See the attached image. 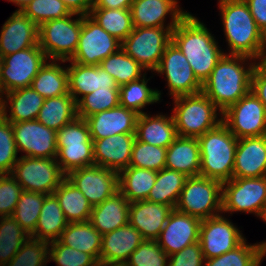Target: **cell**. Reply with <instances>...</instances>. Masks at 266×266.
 <instances>
[{"label":"cell","mask_w":266,"mask_h":266,"mask_svg":"<svg viewBox=\"0 0 266 266\" xmlns=\"http://www.w3.org/2000/svg\"><path fill=\"white\" fill-rule=\"evenodd\" d=\"M206 25L190 12L172 30L171 41L186 57L198 81L203 84L210 76L224 51Z\"/></svg>","instance_id":"cell-1"},{"label":"cell","mask_w":266,"mask_h":266,"mask_svg":"<svg viewBox=\"0 0 266 266\" xmlns=\"http://www.w3.org/2000/svg\"><path fill=\"white\" fill-rule=\"evenodd\" d=\"M256 63V60L247 56L224 54L202 84V92L223 113L251 91L252 72Z\"/></svg>","instance_id":"cell-2"},{"label":"cell","mask_w":266,"mask_h":266,"mask_svg":"<svg viewBox=\"0 0 266 266\" xmlns=\"http://www.w3.org/2000/svg\"><path fill=\"white\" fill-rule=\"evenodd\" d=\"M228 55H243L261 61L266 36L258 28L248 4L244 0L218 1Z\"/></svg>","instance_id":"cell-3"},{"label":"cell","mask_w":266,"mask_h":266,"mask_svg":"<svg viewBox=\"0 0 266 266\" xmlns=\"http://www.w3.org/2000/svg\"><path fill=\"white\" fill-rule=\"evenodd\" d=\"M197 139L201 155L200 176L221 183L232 179L238 139L222 122Z\"/></svg>","instance_id":"cell-4"},{"label":"cell","mask_w":266,"mask_h":266,"mask_svg":"<svg viewBox=\"0 0 266 266\" xmlns=\"http://www.w3.org/2000/svg\"><path fill=\"white\" fill-rule=\"evenodd\" d=\"M173 101L172 116L180 137L198 138L222 122V113L203 92L178 96Z\"/></svg>","instance_id":"cell-5"},{"label":"cell","mask_w":266,"mask_h":266,"mask_svg":"<svg viewBox=\"0 0 266 266\" xmlns=\"http://www.w3.org/2000/svg\"><path fill=\"white\" fill-rule=\"evenodd\" d=\"M57 155L61 170L70 171L94 164L93 140L85 119L77 117L56 131Z\"/></svg>","instance_id":"cell-6"},{"label":"cell","mask_w":266,"mask_h":266,"mask_svg":"<svg viewBox=\"0 0 266 266\" xmlns=\"http://www.w3.org/2000/svg\"><path fill=\"white\" fill-rule=\"evenodd\" d=\"M175 209L200 220L222 213V183L207 177H188Z\"/></svg>","instance_id":"cell-7"},{"label":"cell","mask_w":266,"mask_h":266,"mask_svg":"<svg viewBox=\"0 0 266 266\" xmlns=\"http://www.w3.org/2000/svg\"><path fill=\"white\" fill-rule=\"evenodd\" d=\"M76 15V19L72 18ZM82 27V15L71 13L38 27L39 47L48 60L67 62L75 53Z\"/></svg>","instance_id":"cell-8"},{"label":"cell","mask_w":266,"mask_h":266,"mask_svg":"<svg viewBox=\"0 0 266 266\" xmlns=\"http://www.w3.org/2000/svg\"><path fill=\"white\" fill-rule=\"evenodd\" d=\"M266 209V176L232 178L222 183V214L253 213L263 217Z\"/></svg>","instance_id":"cell-9"},{"label":"cell","mask_w":266,"mask_h":266,"mask_svg":"<svg viewBox=\"0 0 266 266\" xmlns=\"http://www.w3.org/2000/svg\"><path fill=\"white\" fill-rule=\"evenodd\" d=\"M175 27H137L122 41L121 48L146 70L154 72L171 42Z\"/></svg>","instance_id":"cell-10"},{"label":"cell","mask_w":266,"mask_h":266,"mask_svg":"<svg viewBox=\"0 0 266 266\" xmlns=\"http://www.w3.org/2000/svg\"><path fill=\"white\" fill-rule=\"evenodd\" d=\"M11 175L25 191L53 194L66 174L55 158L19 157Z\"/></svg>","instance_id":"cell-11"},{"label":"cell","mask_w":266,"mask_h":266,"mask_svg":"<svg viewBox=\"0 0 266 266\" xmlns=\"http://www.w3.org/2000/svg\"><path fill=\"white\" fill-rule=\"evenodd\" d=\"M222 123L237 139L266 135V108L250 91L222 113Z\"/></svg>","instance_id":"cell-12"},{"label":"cell","mask_w":266,"mask_h":266,"mask_svg":"<svg viewBox=\"0 0 266 266\" xmlns=\"http://www.w3.org/2000/svg\"><path fill=\"white\" fill-rule=\"evenodd\" d=\"M47 60L39 44L4 56L0 96L16 89L30 87L32 80Z\"/></svg>","instance_id":"cell-13"},{"label":"cell","mask_w":266,"mask_h":266,"mask_svg":"<svg viewBox=\"0 0 266 266\" xmlns=\"http://www.w3.org/2000/svg\"><path fill=\"white\" fill-rule=\"evenodd\" d=\"M121 44L89 15H82L78 46L69 60L81 65L99 66L101 61L117 52Z\"/></svg>","instance_id":"cell-14"},{"label":"cell","mask_w":266,"mask_h":266,"mask_svg":"<svg viewBox=\"0 0 266 266\" xmlns=\"http://www.w3.org/2000/svg\"><path fill=\"white\" fill-rule=\"evenodd\" d=\"M154 72L165 75L168 94L173 98L202 92V84L195 77L184 54L172 41L166 46L161 62Z\"/></svg>","instance_id":"cell-15"},{"label":"cell","mask_w":266,"mask_h":266,"mask_svg":"<svg viewBox=\"0 0 266 266\" xmlns=\"http://www.w3.org/2000/svg\"><path fill=\"white\" fill-rule=\"evenodd\" d=\"M66 178L83 193L91 206L101 204L119 191L118 172L96 164L72 170Z\"/></svg>","instance_id":"cell-16"},{"label":"cell","mask_w":266,"mask_h":266,"mask_svg":"<svg viewBox=\"0 0 266 266\" xmlns=\"http://www.w3.org/2000/svg\"><path fill=\"white\" fill-rule=\"evenodd\" d=\"M224 215L201 220L199 242L205 259L220 256L239 246L246 238Z\"/></svg>","instance_id":"cell-17"},{"label":"cell","mask_w":266,"mask_h":266,"mask_svg":"<svg viewBox=\"0 0 266 266\" xmlns=\"http://www.w3.org/2000/svg\"><path fill=\"white\" fill-rule=\"evenodd\" d=\"M14 140L18 152L31 158H56V131L36 119L12 123Z\"/></svg>","instance_id":"cell-18"},{"label":"cell","mask_w":266,"mask_h":266,"mask_svg":"<svg viewBox=\"0 0 266 266\" xmlns=\"http://www.w3.org/2000/svg\"><path fill=\"white\" fill-rule=\"evenodd\" d=\"M201 220L174 209L168 217L159 238L158 244L169 256L186 246L199 241Z\"/></svg>","instance_id":"cell-19"},{"label":"cell","mask_w":266,"mask_h":266,"mask_svg":"<svg viewBox=\"0 0 266 266\" xmlns=\"http://www.w3.org/2000/svg\"><path fill=\"white\" fill-rule=\"evenodd\" d=\"M130 10L134 28L176 27L189 13L179 7L178 0H134ZM167 15L171 20L166 26Z\"/></svg>","instance_id":"cell-20"},{"label":"cell","mask_w":266,"mask_h":266,"mask_svg":"<svg viewBox=\"0 0 266 266\" xmlns=\"http://www.w3.org/2000/svg\"><path fill=\"white\" fill-rule=\"evenodd\" d=\"M93 140L94 164L120 172L129 167L136 133H123Z\"/></svg>","instance_id":"cell-21"},{"label":"cell","mask_w":266,"mask_h":266,"mask_svg":"<svg viewBox=\"0 0 266 266\" xmlns=\"http://www.w3.org/2000/svg\"><path fill=\"white\" fill-rule=\"evenodd\" d=\"M0 32L2 57L39 44L38 26L21 11L13 12Z\"/></svg>","instance_id":"cell-22"},{"label":"cell","mask_w":266,"mask_h":266,"mask_svg":"<svg viewBox=\"0 0 266 266\" xmlns=\"http://www.w3.org/2000/svg\"><path fill=\"white\" fill-rule=\"evenodd\" d=\"M266 176V135L238 139L233 178Z\"/></svg>","instance_id":"cell-23"},{"label":"cell","mask_w":266,"mask_h":266,"mask_svg":"<svg viewBox=\"0 0 266 266\" xmlns=\"http://www.w3.org/2000/svg\"><path fill=\"white\" fill-rule=\"evenodd\" d=\"M139 114L121 105L87 117L91 139L123 133H136Z\"/></svg>","instance_id":"cell-24"},{"label":"cell","mask_w":266,"mask_h":266,"mask_svg":"<svg viewBox=\"0 0 266 266\" xmlns=\"http://www.w3.org/2000/svg\"><path fill=\"white\" fill-rule=\"evenodd\" d=\"M143 241L141 233L130 223L102 235L100 266L125 263Z\"/></svg>","instance_id":"cell-25"},{"label":"cell","mask_w":266,"mask_h":266,"mask_svg":"<svg viewBox=\"0 0 266 266\" xmlns=\"http://www.w3.org/2000/svg\"><path fill=\"white\" fill-rule=\"evenodd\" d=\"M67 61L70 62L67 67L68 92L76 102L99 88L119 89L114 78L99 66L81 65L70 60Z\"/></svg>","instance_id":"cell-26"},{"label":"cell","mask_w":266,"mask_h":266,"mask_svg":"<svg viewBox=\"0 0 266 266\" xmlns=\"http://www.w3.org/2000/svg\"><path fill=\"white\" fill-rule=\"evenodd\" d=\"M173 210L172 206L147 200L132 202L129 223L141 233L144 240H157Z\"/></svg>","instance_id":"cell-27"},{"label":"cell","mask_w":266,"mask_h":266,"mask_svg":"<svg viewBox=\"0 0 266 266\" xmlns=\"http://www.w3.org/2000/svg\"><path fill=\"white\" fill-rule=\"evenodd\" d=\"M44 99L31 86L7 92L0 96V114L11 123L35 120Z\"/></svg>","instance_id":"cell-28"},{"label":"cell","mask_w":266,"mask_h":266,"mask_svg":"<svg viewBox=\"0 0 266 266\" xmlns=\"http://www.w3.org/2000/svg\"><path fill=\"white\" fill-rule=\"evenodd\" d=\"M130 202L118 191L92 207L89 222L102 235L129 223Z\"/></svg>","instance_id":"cell-29"},{"label":"cell","mask_w":266,"mask_h":266,"mask_svg":"<svg viewBox=\"0 0 266 266\" xmlns=\"http://www.w3.org/2000/svg\"><path fill=\"white\" fill-rule=\"evenodd\" d=\"M201 155L197 138L178 136L167 148L165 168L187 177L200 176Z\"/></svg>","instance_id":"cell-30"},{"label":"cell","mask_w":266,"mask_h":266,"mask_svg":"<svg viewBox=\"0 0 266 266\" xmlns=\"http://www.w3.org/2000/svg\"><path fill=\"white\" fill-rule=\"evenodd\" d=\"M178 137L173 116L166 114H139L136 126V138L144 143L165 147Z\"/></svg>","instance_id":"cell-31"},{"label":"cell","mask_w":266,"mask_h":266,"mask_svg":"<svg viewBox=\"0 0 266 266\" xmlns=\"http://www.w3.org/2000/svg\"><path fill=\"white\" fill-rule=\"evenodd\" d=\"M58 240L66 246L92 255L99 262L102 234L89 221L68 223Z\"/></svg>","instance_id":"cell-32"},{"label":"cell","mask_w":266,"mask_h":266,"mask_svg":"<svg viewBox=\"0 0 266 266\" xmlns=\"http://www.w3.org/2000/svg\"><path fill=\"white\" fill-rule=\"evenodd\" d=\"M157 171L129 166L118 173L119 191L130 202L147 200Z\"/></svg>","instance_id":"cell-33"},{"label":"cell","mask_w":266,"mask_h":266,"mask_svg":"<svg viewBox=\"0 0 266 266\" xmlns=\"http://www.w3.org/2000/svg\"><path fill=\"white\" fill-rule=\"evenodd\" d=\"M77 102L70 93L44 99L37 121L55 131L77 118Z\"/></svg>","instance_id":"cell-34"},{"label":"cell","mask_w":266,"mask_h":266,"mask_svg":"<svg viewBox=\"0 0 266 266\" xmlns=\"http://www.w3.org/2000/svg\"><path fill=\"white\" fill-rule=\"evenodd\" d=\"M53 194L57 197L68 223L89 221L93 206L67 178L61 182Z\"/></svg>","instance_id":"cell-35"},{"label":"cell","mask_w":266,"mask_h":266,"mask_svg":"<svg viewBox=\"0 0 266 266\" xmlns=\"http://www.w3.org/2000/svg\"><path fill=\"white\" fill-rule=\"evenodd\" d=\"M49 61L47 60L40 68L31 84V87L45 99L69 93L67 67L60 66L59 60Z\"/></svg>","instance_id":"cell-36"},{"label":"cell","mask_w":266,"mask_h":266,"mask_svg":"<svg viewBox=\"0 0 266 266\" xmlns=\"http://www.w3.org/2000/svg\"><path fill=\"white\" fill-rule=\"evenodd\" d=\"M68 222L65 219L58 199L54 194H47L38 218L36 229L31 237L47 240H58Z\"/></svg>","instance_id":"cell-37"},{"label":"cell","mask_w":266,"mask_h":266,"mask_svg":"<svg viewBox=\"0 0 266 266\" xmlns=\"http://www.w3.org/2000/svg\"><path fill=\"white\" fill-rule=\"evenodd\" d=\"M188 177L176 170L163 168L157 172L147 201L172 206L174 209Z\"/></svg>","instance_id":"cell-38"},{"label":"cell","mask_w":266,"mask_h":266,"mask_svg":"<svg viewBox=\"0 0 266 266\" xmlns=\"http://www.w3.org/2000/svg\"><path fill=\"white\" fill-rule=\"evenodd\" d=\"M146 74L134 81L119 87V101L120 105L131 109L138 114L146 113L142 109L149 104L160 102L161 91L158 89H151L147 83Z\"/></svg>","instance_id":"cell-39"},{"label":"cell","mask_w":266,"mask_h":266,"mask_svg":"<svg viewBox=\"0 0 266 266\" xmlns=\"http://www.w3.org/2000/svg\"><path fill=\"white\" fill-rule=\"evenodd\" d=\"M99 67L114 78L118 87L143 77L147 71L122 48L101 61Z\"/></svg>","instance_id":"cell-40"},{"label":"cell","mask_w":266,"mask_h":266,"mask_svg":"<svg viewBox=\"0 0 266 266\" xmlns=\"http://www.w3.org/2000/svg\"><path fill=\"white\" fill-rule=\"evenodd\" d=\"M89 16L121 42L134 28L130 9L91 8Z\"/></svg>","instance_id":"cell-41"},{"label":"cell","mask_w":266,"mask_h":266,"mask_svg":"<svg viewBox=\"0 0 266 266\" xmlns=\"http://www.w3.org/2000/svg\"><path fill=\"white\" fill-rule=\"evenodd\" d=\"M246 241L220 256L205 259L204 266H260L264 259L263 243L248 244Z\"/></svg>","instance_id":"cell-42"},{"label":"cell","mask_w":266,"mask_h":266,"mask_svg":"<svg viewBox=\"0 0 266 266\" xmlns=\"http://www.w3.org/2000/svg\"><path fill=\"white\" fill-rule=\"evenodd\" d=\"M30 237L12 217H0V266L7 264Z\"/></svg>","instance_id":"cell-43"},{"label":"cell","mask_w":266,"mask_h":266,"mask_svg":"<svg viewBox=\"0 0 266 266\" xmlns=\"http://www.w3.org/2000/svg\"><path fill=\"white\" fill-rule=\"evenodd\" d=\"M45 194L23 190L11 215L30 236L34 233Z\"/></svg>","instance_id":"cell-44"},{"label":"cell","mask_w":266,"mask_h":266,"mask_svg":"<svg viewBox=\"0 0 266 266\" xmlns=\"http://www.w3.org/2000/svg\"><path fill=\"white\" fill-rule=\"evenodd\" d=\"M120 105L119 89H97L77 102V116L86 119L96 113Z\"/></svg>","instance_id":"cell-45"},{"label":"cell","mask_w":266,"mask_h":266,"mask_svg":"<svg viewBox=\"0 0 266 266\" xmlns=\"http://www.w3.org/2000/svg\"><path fill=\"white\" fill-rule=\"evenodd\" d=\"M49 242L29 237L15 256L4 266H46L49 262Z\"/></svg>","instance_id":"cell-46"},{"label":"cell","mask_w":266,"mask_h":266,"mask_svg":"<svg viewBox=\"0 0 266 266\" xmlns=\"http://www.w3.org/2000/svg\"><path fill=\"white\" fill-rule=\"evenodd\" d=\"M166 153L167 148L147 144L136 138L129 166L158 172L165 168Z\"/></svg>","instance_id":"cell-47"},{"label":"cell","mask_w":266,"mask_h":266,"mask_svg":"<svg viewBox=\"0 0 266 266\" xmlns=\"http://www.w3.org/2000/svg\"><path fill=\"white\" fill-rule=\"evenodd\" d=\"M21 12L38 27L46 21L64 18L71 14L62 0H33Z\"/></svg>","instance_id":"cell-48"},{"label":"cell","mask_w":266,"mask_h":266,"mask_svg":"<svg viewBox=\"0 0 266 266\" xmlns=\"http://www.w3.org/2000/svg\"><path fill=\"white\" fill-rule=\"evenodd\" d=\"M57 266H100L90 254L62 244L59 240L49 242V258Z\"/></svg>","instance_id":"cell-49"},{"label":"cell","mask_w":266,"mask_h":266,"mask_svg":"<svg viewBox=\"0 0 266 266\" xmlns=\"http://www.w3.org/2000/svg\"><path fill=\"white\" fill-rule=\"evenodd\" d=\"M17 155L12 123L0 114V174H11Z\"/></svg>","instance_id":"cell-50"},{"label":"cell","mask_w":266,"mask_h":266,"mask_svg":"<svg viewBox=\"0 0 266 266\" xmlns=\"http://www.w3.org/2000/svg\"><path fill=\"white\" fill-rule=\"evenodd\" d=\"M169 256L157 240H144L125 262L127 266H168Z\"/></svg>","instance_id":"cell-51"},{"label":"cell","mask_w":266,"mask_h":266,"mask_svg":"<svg viewBox=\"0 0 266 266\" xmlns=\"http://www.w3.org/2000/svg\"><path fill=\"white\" fill-rule=\"evenodd\" d=\"M22 191L11 174H0V217L13 214Z\"/></svg>","instance_id":"cell-52"},{"label":"cell","mask_w":266,"mask_h":266,"mask_svg":"<svg viewBox=\"0 0 266 266\" xmlns=\"http://www.w3.org/2000/svg\"><path fill=\"white\" fill-rule=\"evenodd\" d=\"M204 263L205 257L198 241L169 255L168 266H204Z\"/></svg>","instance_id":"cell-53"},{"label":"cell","mask_w":266,"mask_h":266,"mask_svg":"<svg viewBox=\"0 0 266 266\" xmlns=\"http://www.w3.org/2000/svg\"><path fill=\"white\" fill-rule=\"evenodd\" d=\"M251 91L266 108V65L258 61L253 69Z\"/></svg>","instance_id":"cell-54"},{"label":"cell","mask_w":266,"mask_h":266,"mask_svg":"<svg viewBox=\"0 0 266 266\" xmlns=\"http://www.w3.org/2000/svg\"><path fill=\"white\" fill-rule=\"evenodd\" d=\"M250 9V12L258 28L266 36V0H244Z\"/></svg>","instance_id":"cell-55"},{"label":"cell","mask_w":266,"mask_h":266,"mask_svg":"<svg viewBox=\"0 0 266 266\" xmlns=\"http://www.w3.org/2000/svg\"><path fill=\"white\" fill-rule=\"evenodd\" d=\"M71 13L89 15L93 7V0H62Z\"/></svg>","instance_id":"cell-56"},{"label":"cell","mask_w":266,"mask_h":266,"mask_svg":"<svg viewBox=\"0 0 266 266\" xmlns=\"http://www.w3.org/2000/svg\"><path fill=\"white\" fill-rule=\"evenodd\" d=\"M134 0H93L92 8L130 9Z\"/></svg>","instance_id":"cell-57"},{"label":"cell","mask_w":266,"mask_h":266,"mask_svg":"<svg viewBox=\"0 0 266 266\" xmlns=\"http://www.w3.org/2000/svg\"><path fill=\"white\" fill-rule=\"evenodd\" d=\"M7 1L13 2V4L15 3L17 7H19L16 11H22L23 8L33 0H7Z\"/></svg>","instance_id":"cell-58"},{"label":"cell","mask_w":266,"mask_h":266,"mask_svg":"<svg viewBox=\"0 0 266 266\" xmlns=\"http://www.w3.org/2000/svg\"><path fill=\"white\" fill-rule=\"evenodd\" d=\"M263 243V257L266 256V241H262Z\"/></svg>","instance_id":"cell-59"},{"label":"cell","mask_w":266,"mask_h":266,"mask_svg":"<svg viewBox=\"0 0 266 266\" xmlns=\"http://www.w3.org/2000/svg\"><path fill=\"white\" fill-rule=\"evenodd\" d=\"M2 65H3V57L0 55V78H1Z\"/></svg>","instance_id":"cell-60"},{"label":"cell","mask_w":266,"mask_h":266,"mask_svg":"<svg viewBox=\"0 0 266 266\" xmlns=\"http://www.w3.org/2000/svg\"><path fill=\"white\" fill-rule=\"evenodd\" d=\"M261 61L266 65V46H265V52H264V55Z\"/></svg>","instance_id":"cell-61"},{"label":"cell","mask_w":266,"mask_h":266,"mask_svg":"<svg viewBox=\"0 0 266 266\" xmlns=\"http://www.w3.org/2000/svg\"><path fill=\"white\" fill-rule=\"evenodd\" d=\"M106 266H127L125 263H121V264H109Z\"/></svg>","instance_id":"cell-62"},{"label":"cell","mask_w":266,"mask_h":266,"mask_svg":"<svg viewBox=\"0 0 266 266\" xmlns=\"http://www.w3.org/2000/svg\"><path fill=\"white\" fill-rule=\"evenodd\" d=\"M264 222H266V209H265V212L263 214V217L261 218Z\"/></svg>","instance_id":"cell-63"}]
</instances>
